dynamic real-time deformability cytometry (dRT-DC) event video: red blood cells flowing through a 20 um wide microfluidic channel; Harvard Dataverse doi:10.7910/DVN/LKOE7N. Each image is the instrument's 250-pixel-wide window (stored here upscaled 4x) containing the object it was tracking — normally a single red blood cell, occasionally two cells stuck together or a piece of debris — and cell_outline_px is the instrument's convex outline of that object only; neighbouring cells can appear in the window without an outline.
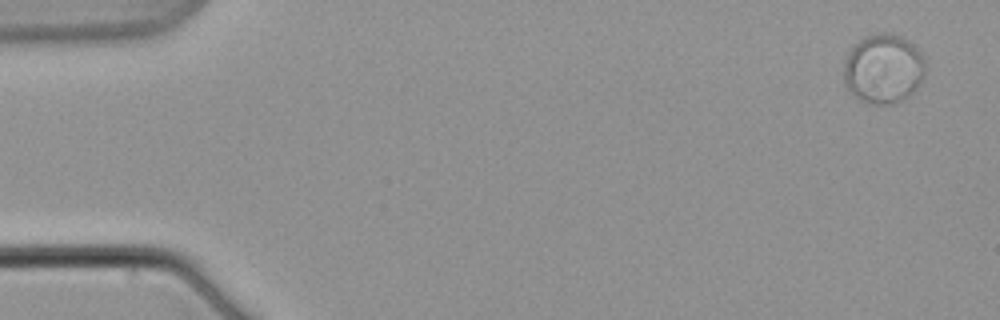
{"species": "common noctule bat (a hibernating species)", "species_latin": "Nyctalus noctula", "temperature_condition": "warm", "stored_images_in_passage": 7, "camera_frame_rate_fps": 3000, "um_per_image_px": 0.085, "animal": {"sex": "male", "body_mass_g": 21.5, "forearm_length_mm": 52.0}, "frame": {"image": 1, "passage_image": 1, "time_ms": 0.0, "image_size_px": [1000, 320], "cell_outline_px": [[924, 76], [916, 88], [908, 96], [892, 104], [868, 104], [860, 100], [844, 84], [844, 60], [848, 52], [860, 40], [868, 36], [880, 32], [892, 32], [908, 40], [924, 56]], "centroid_in_image_um": [75.08, 5.84], "position_along_channel_um": 9.9, "area_um2": 32.95}}
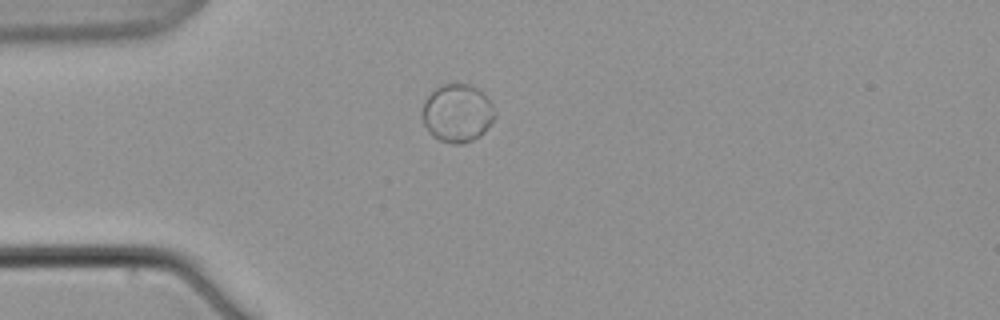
{"frame": {"image": 2, "passage_image": 5, "time_ms": 5.667, "image_size_px": [1000, 320], "cell_outline_px": [[496, 116], [484, 132], [480, 136], [472, 140], [460, 144], [452, 144], [440, 140], [432, 136], [428, 132], [420, 116], [420, 112], [424, 100], [436, 88], [444, 84], [468, 84], [476, 88], [492, 104], [496, 112]], "centroid_in_image_um": [38.83, 9.64], "position_along_channel_um": 46.2, "area_um2": 24.62}}
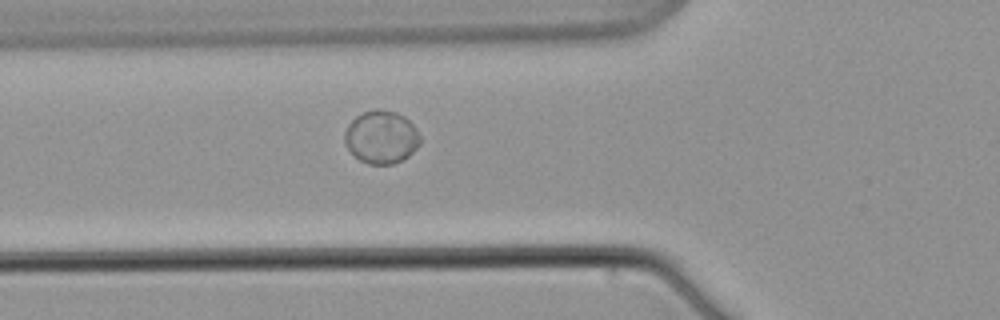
{"frame": {"image": 3, "passage_image": 7, "time_ms": 8.0, "image_size_px": [1000, 320], "cell_outline_px": [[420, 144], [408, 156], [392, 164], [368, 164], [360, 160], [344, 144], [344, 132], [348, 124], [356, 116], [364, 112], [376, 108], [380, 108], [396, 112], [404, 116], [416, 128], [420, 136]], "centroid_in_image_um": [32.4, 11.63], "position_along_channel_um": 93.4, "area_um2": 23.29}}